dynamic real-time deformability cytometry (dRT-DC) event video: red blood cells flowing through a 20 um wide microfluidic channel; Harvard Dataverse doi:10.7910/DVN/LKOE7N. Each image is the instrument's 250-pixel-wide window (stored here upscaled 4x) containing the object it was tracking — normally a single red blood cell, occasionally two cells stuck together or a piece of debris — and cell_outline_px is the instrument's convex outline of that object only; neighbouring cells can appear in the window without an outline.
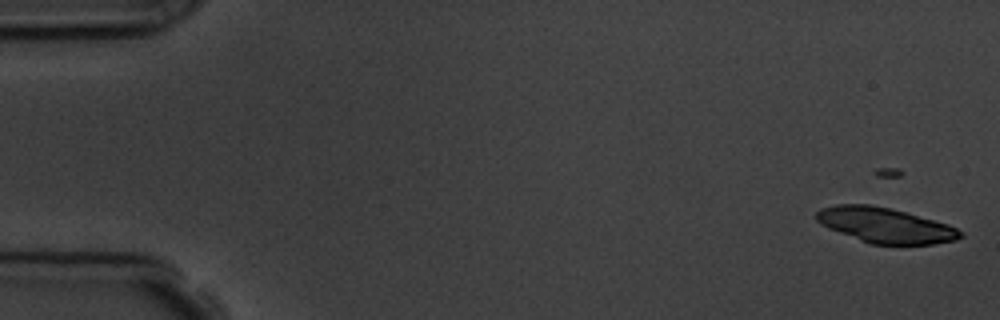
{"species": "common noctule bat (a hibernating species)", "species_latin": "Nyctalus noctula", "temperature_condition": "room temperature", "stored_images_in_passage": 5, "camera_frame_rate_fps": 3000, "um_per_image_px": 0.085, "animal": {"sex": "male", "body_mass_g": 19.5, "forearm_length_mm": 54.6}, "frame": {"image": 1, "passage_image": 1, "time_ms": 0.0, "image_size_px": [1000, 320], "cell_outline_px": [[964, 236], [956, 240], [932, 244], [872, 244], [860, 240], [828, 228], [820, 224], [816, 220], [816, 212], [820, 208], [836, 204], [872, 204], [892, 208], [948, 224], [956, 228]], "centroid_in_image_um": [75.21, 19.13], "position_along_channel_um": 9.8, "area_um2": 29.48}}